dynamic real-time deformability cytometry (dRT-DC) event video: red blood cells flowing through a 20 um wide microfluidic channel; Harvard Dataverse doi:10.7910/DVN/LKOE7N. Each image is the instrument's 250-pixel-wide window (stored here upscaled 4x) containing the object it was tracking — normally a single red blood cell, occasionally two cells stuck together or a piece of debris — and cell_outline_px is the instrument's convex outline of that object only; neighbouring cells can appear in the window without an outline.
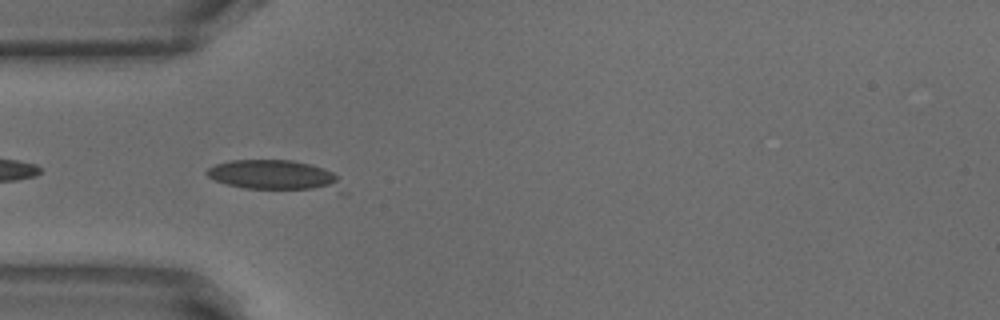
{"species": "common noctule bat (a hibernating species)", "species_latin": "Nyctalus noctula", "temperature_condition": "warm", "stored_images_in_passage": 9, "camera_frame_rate_fps": 3000, "um_per_image_px": 0.085, "animal": {"sex": "male", "body_mass_g": 18.8}, "frame": {"image": 1, "passage_image": 2, "time_ms": 0.333, "image_size_px": [1000, 320], "cell_outline_px": [[348, 196], [340, 196], [244, 188], [228, 184], [216, 180], [208, 176], [204, 172], [208, 168], [216, 164], [228, 160], [292, 160], [324, 168], [332, 172], [336, 176], [348, 192]], "centroid_in_image_um": [23.62, 15.01], "position_along_channel_um": 61.4, "area_um2": 25.84}}
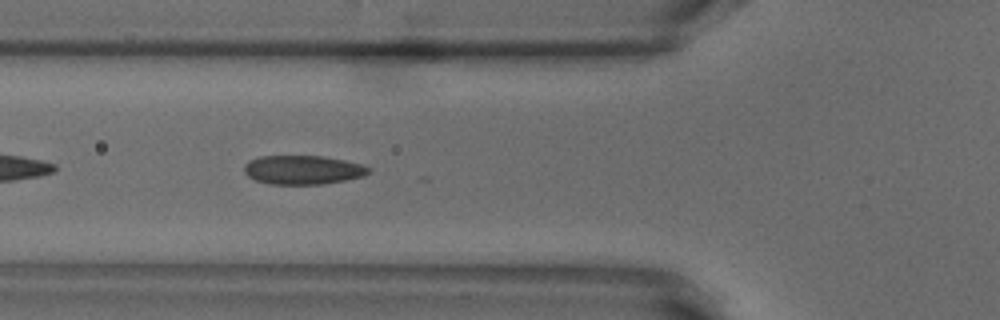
{"frame": {"image": 2, "passage_image": 5, "time_ms": 1.333, "image_size_px": [1000, 320], "cell_outline_px": [[368, 172], [364, 176], [324, 184], [272, 184], [256, 180], [248, 176], [244, 172], [244, 164], [248, 160], [260, 156], [324, 156], [364, 164], [368, 168]], "centroid_in_image_um": [25.72, 14.43], "position_along_channel_um": 100.1, "area_um2": 20.98}}